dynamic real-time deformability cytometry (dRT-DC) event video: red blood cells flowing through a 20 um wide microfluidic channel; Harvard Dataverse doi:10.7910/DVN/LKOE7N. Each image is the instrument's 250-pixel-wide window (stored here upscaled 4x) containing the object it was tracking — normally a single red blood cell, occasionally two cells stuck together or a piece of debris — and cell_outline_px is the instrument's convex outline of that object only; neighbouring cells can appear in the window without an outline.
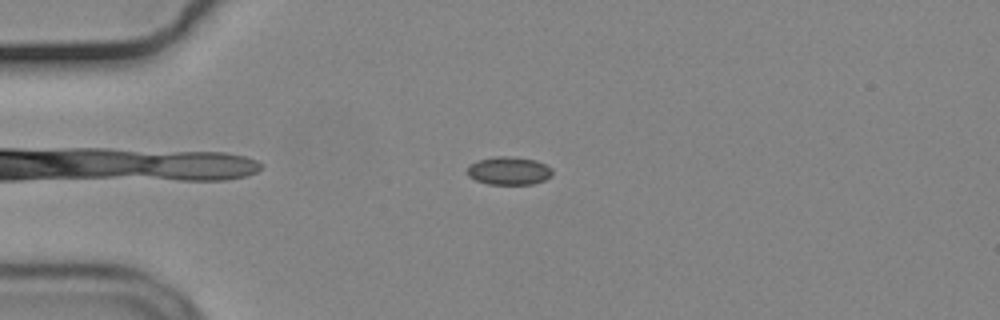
{"species": "common noctule bat (a hibernating species)", "species_latin": "Nyctalus noctula", "temperature_condition": "cold", "stored_images_in_passage": 50, "camera_frame_rate_fps": 3000, "um_per_image_px": 0.085, "animal": {"sex": "male", "body_mass_g": 19.2, "forearm_length_mm": 51.8}, "frame": {"image": 1, "passage_image": 8, "time_ms": 2.333, "image_size_px": [1000, 320], "cell_outline_px": [[552, 176], [544, 180], [532, 184], [488, 184], [476, 180], [468, 176], [468, 164], [476, 160], [496, 156], [508, 156], [536, 160], [552, 168]], "centroid_in_image_um": [43.24, 14.51], "position_along_channel_um": 41.8, "area_um2": 13.99}}
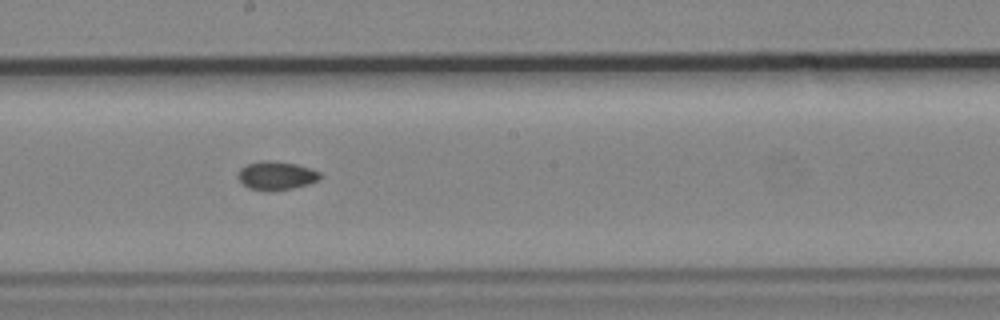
{"frame": {"image": 2, "passage_image": 25, "time_ms": 8.0, "image_size_px": [1000, 320], "cell_outline_px": [[320, 176], [316, 180], [308, 184], [292, 188], [272, 192], [264, 192], [248, 188], [236, 176], [240, 168], [248, 164], [260, 160], [268, 160], [296, 164], [320, 172]], "centroid_in_image_um": [23.42, 14.94], "position_along_channel_um": 224.8, "area_um2": 13.7}}
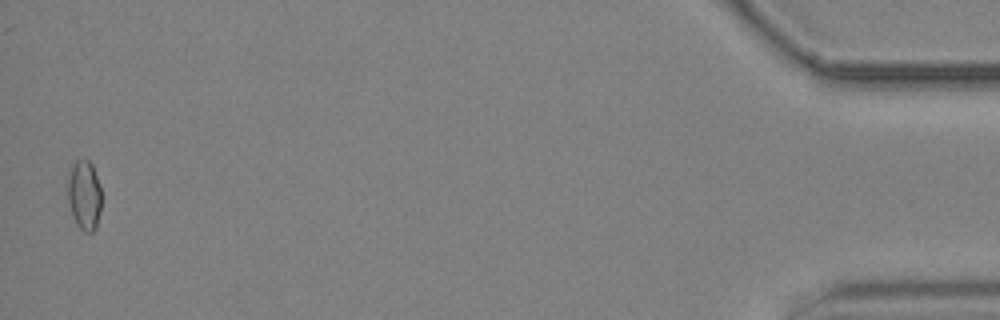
{"frame": {"image": 3, "passage_image": 49, "time_ms": 16.0, "image_size_px": [1000, 320], "cell_outline_px": [[100, 212], [96, 228], [92, 232], [84, 232], [76, 224], [72, 216], [68, 200], [68, 176], [72, 164], [76, 160], [88, 160], [92, 164], [100, 188]], "centroid_in_image_um": [7.15, 16.6], "position_along_channel_um": 428.1, "area_um2": 13.64}, "authors_computed_cell_mechanics": {"area_um2": 13.5252, "velocity_mm_per_s": 3.7042, "shape_relaxation_time_tau1_ms": null, "shape_relaxation_time_tau2_ms": 2.9919, "deformation_change_tau1": null, "deformation_change_tau2": 0.0537}}